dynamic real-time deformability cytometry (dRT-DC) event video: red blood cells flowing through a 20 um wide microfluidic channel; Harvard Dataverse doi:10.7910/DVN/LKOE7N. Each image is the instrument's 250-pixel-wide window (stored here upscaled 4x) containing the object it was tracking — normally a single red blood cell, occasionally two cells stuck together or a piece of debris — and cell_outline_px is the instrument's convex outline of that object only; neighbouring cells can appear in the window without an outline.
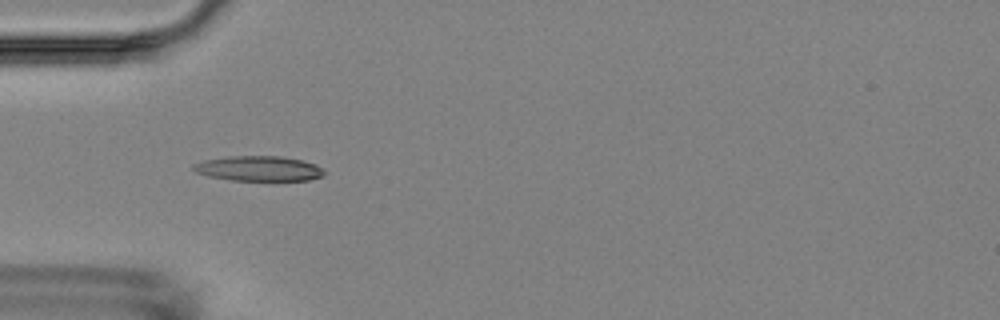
{"species": "Egyptian fruit bat (a non-hibernating species)", "species_latin": "Rousettus aegyptiacus", "temperature_condition": "room temperature", "stored_images_in_passage": 16, "camera_frame_rate_fps": 3000, "um_per_image_px": 0.085, "animal": {"sex": "female"}, "frame": {"image": 1, "passage_image": 5, "time_ms": 5.0, "image_size_px": [1000, 320], "cell_outline_px": [[324, 176], [308, 180], [276, 184], [232, 180], [208, 176], [196, 172], [192, 168], [192, 164], [204, 160], [232, 156], [280, 156], [300, 160], [316, 164], [324, 168]], "centroid_in_image_um": [22.07, 14.38], "position_along_channel_um": 62.9, "area_um2": 20.11}}
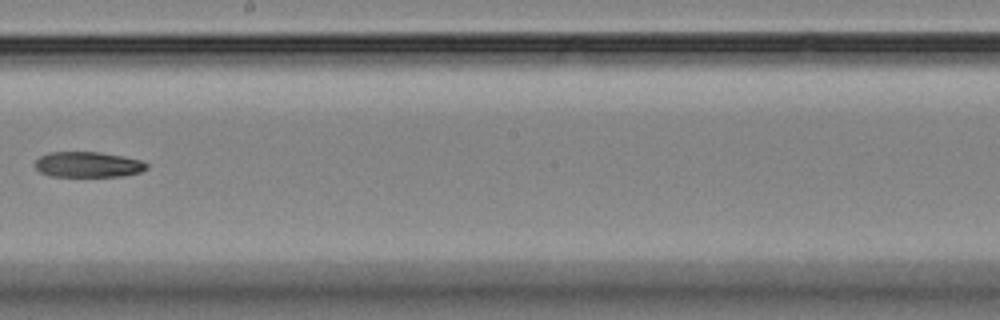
{"frame": {"image": 2, "passage_image": 9, "time_ms": 10.0, "image_size_px": [1000, 320], "cell_outline_px": [[148, 168], [140, 172], [124, 176], [52, 176], [40, 172], [36, 168], [36, 160], [40, 156], [48, 152], [100, 152], [124, 156], [140, 160], [148, 164]], "centroid_in_image_um": [7.5, 13.98], "position_along_channel_um": 240.7, "area_um2": 16.59}}
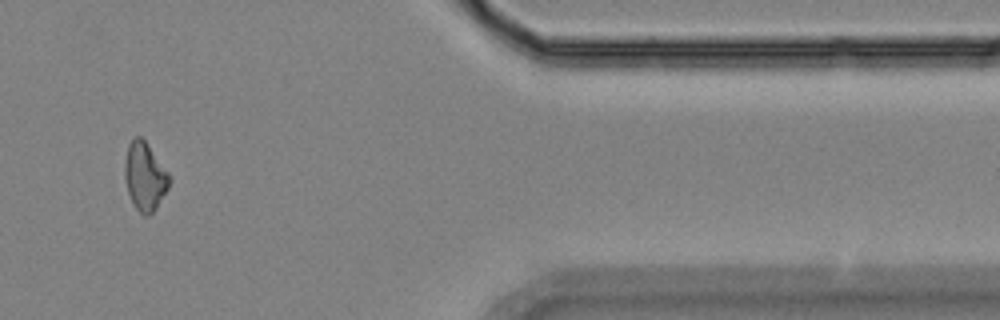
{"frame": {"image": 3, "passage_image": 14, "time_ms": 15.333, "image_size_px": [1000, 320], "cell_outline_px": [[172, 180], [168, 188], [156, 208], [148, 216], [144, 216], [132, 204], [124, 180], [124, 164], [128, 144], [136, 136], [140, 136], [144, 140], [172, 176]], "centroid_in_image_um": [12.31, 15.01], "position_along_channel_um": 399.1, "area_um2": 17.86}}